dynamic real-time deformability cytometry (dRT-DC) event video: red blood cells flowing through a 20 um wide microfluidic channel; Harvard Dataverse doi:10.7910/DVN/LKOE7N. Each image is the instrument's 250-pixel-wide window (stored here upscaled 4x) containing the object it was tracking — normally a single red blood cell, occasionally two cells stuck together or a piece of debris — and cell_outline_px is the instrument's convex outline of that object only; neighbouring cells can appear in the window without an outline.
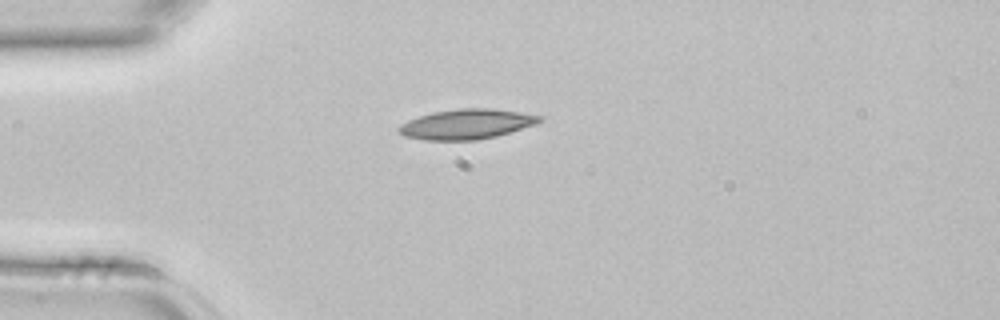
{"species": "common noctule bat (a hibernating species)", "species_latin": "Nyctalus noctula", "temperature_condition": "room temperature", "stored_images_in_passage": 1, "camera_frame_rate_fps": 3000, "um_per_image_px": 0.085, "animal": {"sex": "female", "body_mass_g": 22.7, "forearm_length_mm": 54.2}, "frame": {"image": 1, "passage_image": 1, "time_ms": 0.0, "image_size_px": [1000, 320], "cell_outline_px": [[544, 116], [536, 124], [496, 136], [476, 140], [424, 140], [404, 136], [396, 132], [396, 128], [400, 124], [408, 120], [432, 112], [460, 108], [492, 108]], "centroid_in_image_um": [39.6, 10.55], "position_along_channel_um": 45.4, "area_um2": 24.62}}